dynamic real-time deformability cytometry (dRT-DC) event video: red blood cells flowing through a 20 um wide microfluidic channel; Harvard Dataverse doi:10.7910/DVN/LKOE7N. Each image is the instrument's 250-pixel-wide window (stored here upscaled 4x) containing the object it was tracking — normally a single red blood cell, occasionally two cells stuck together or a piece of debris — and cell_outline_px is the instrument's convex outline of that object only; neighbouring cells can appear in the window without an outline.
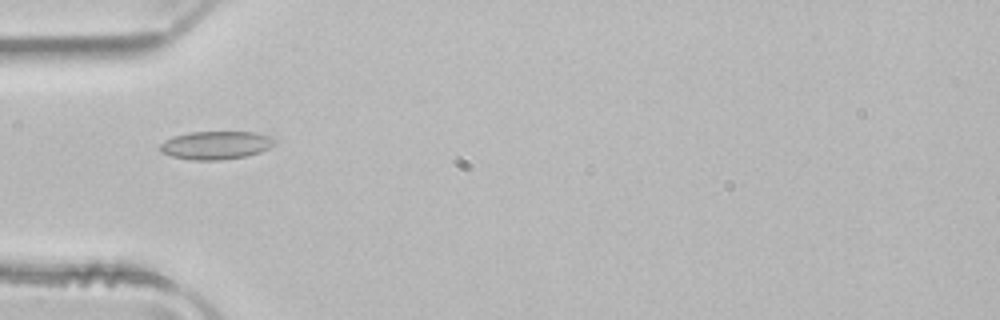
{"species": "common noctule bat (a hibernating species)", "species_latin": "Nyctalus noctula", "temperature_condition": "room temperature", "stored_images_in_passage": 51, "camera_frame_rate_fps": 3000, "um_per_image_px": 0.085, "animal": {"sex": "male", "body_mass_g": 21.5, "forearm_length_mm": 52.0}, "frame": {"image": 1, "passage_image": 16, "time_ms": 5.0, "image_size_px": [1000, 320], "cell_outline_px": [[276, 140], [268, 148], [260, 152], [244, 156], [220, 160], [192, 160], [172, 156], [160, 152], [160, 144], [164, 140], [188, 132], [252, 132], [268, 136]], "centroid_in_image_um": [18.3, 12.34], "position_along_channel_um": 66.7, "area_um2": 18.55}}
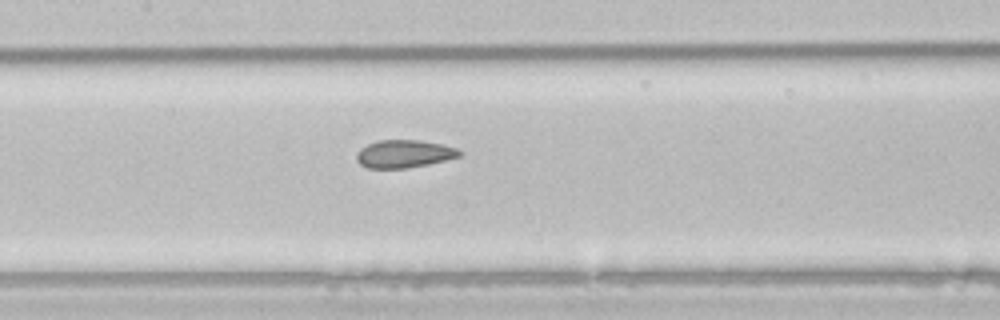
{"frame": {"image": 2, "passage_image": 24, "time_ms": 7.667, "image_size_px": [1000, 320], "cell_outline_px": [[464, 152], [460, 156], [448, 160], [408, 168], [368, 168], [360, 164], [356, 160], [356, 152], [360, 148], [376, 140], [420, 140], [444, 144], [456, 148]], "centroid_in_image_um": [34.36, 13.07], "position_along_channel_um": 173.0, "area_um2": 16.94}}
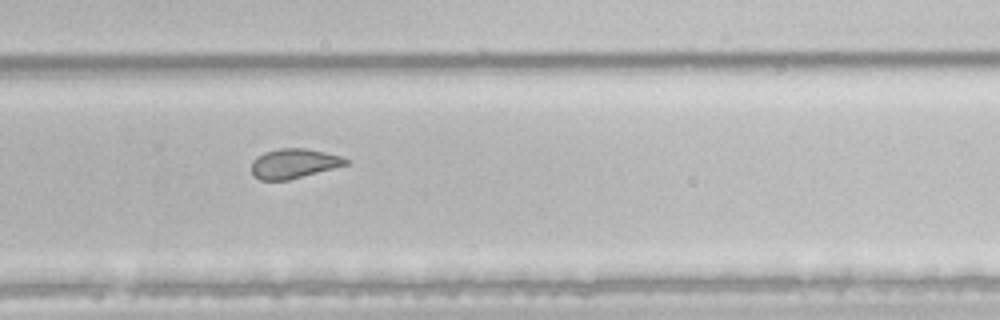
{"frame": {"image": 3, "passage_image": 34, "time_ms": 11.0, "image_size_px": [1000, 320], "cell_outline_px": [[348, 164], [288, 180], [260, 180], [252, 176], [252, 160], [256, 156], [264, 152], [280, 148], [308, 148], [340, 156], [348, 160]], "centroid_in_image_um": [24.92, 13.89], "position_along_channel_um": 304.9, "area_um2": 16.24}, "authors_computed_cell_mechanics": {"area_um2": 19.1318, "velocity_mm_per_s": 3.9758, "shape_relaxation_time_tau1_ms": null, "shape_relaxation_time_tau2_ms": 1.3331, "deformation_change_tau1": null, "deformation_change_tau2": 0.0876}}